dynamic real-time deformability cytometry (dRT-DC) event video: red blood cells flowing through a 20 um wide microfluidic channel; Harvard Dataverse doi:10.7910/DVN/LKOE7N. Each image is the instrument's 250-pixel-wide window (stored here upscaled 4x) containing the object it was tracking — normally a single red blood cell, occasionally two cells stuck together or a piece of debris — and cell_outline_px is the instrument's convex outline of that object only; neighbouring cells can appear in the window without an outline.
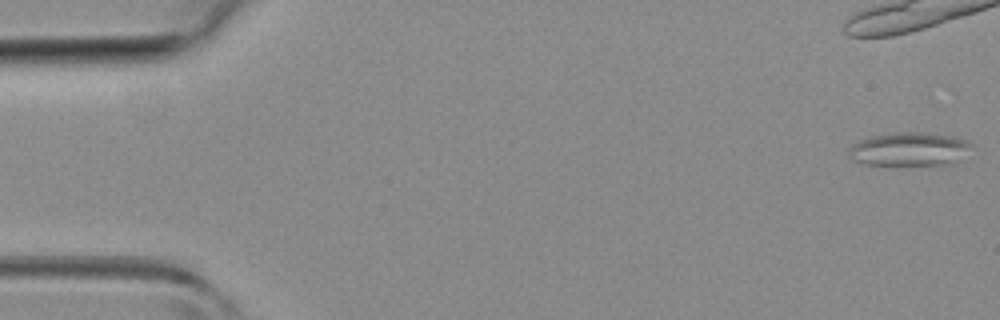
{"species": "common noctule bat (a hibernating species)", "species_latin": "Nyctalus noctula", "temperature_condition": "room temperature", "stored_images_in_passage": 7, "camera_frame_rate_fps": 3000, "um_per_image_px": 0.085, "animal": {"sex": "female", "body_mass_g": 19.3, "forearm_length_mm": 54.1}, "frame": {"image": 1, "passage_image": 1, "time_ms": 0.0, "image_size_px": [1000, 320], "cell_outline_px": [[972, 144], [952, 164], [900, 168], [864, 164], [852, 160], [848, 156], [848, 148], [852, 144], [860, 140], [872, 136], [892, 132], [920, 132], [952, 136], [964, 140]], "centroid_in_image_um": [77.17, 12.73], "position_along_channel_um": 7.8, "area_um2": 24.8}}